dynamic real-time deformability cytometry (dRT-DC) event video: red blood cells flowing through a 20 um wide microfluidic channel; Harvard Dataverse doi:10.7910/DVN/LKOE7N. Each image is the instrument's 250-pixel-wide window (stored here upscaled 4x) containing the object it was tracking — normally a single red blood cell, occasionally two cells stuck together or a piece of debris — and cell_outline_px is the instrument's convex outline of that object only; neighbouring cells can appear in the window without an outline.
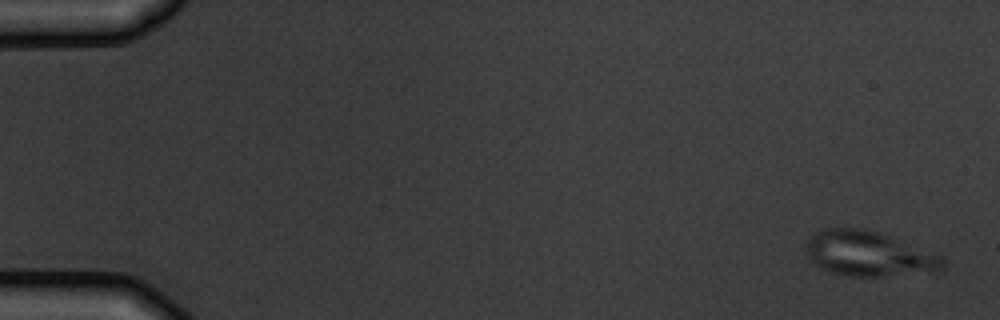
{"species": "common noctule bat (a hibernating species)", "species_latin": "Nyctalus noctula", "temperature_condition": "warm", "stored_images_in_passage": 5, "camera_frame_rate_fps": 3000, "um_per_image_px": 0.085, "animal": {"sex": "male", "body_mass_g": 19.5, "forearm_length_mm": 54.6}, "frame": {"image": 1, "passage_image": 1, "time_ms": 0.0, "image_size_px": [1000, 320], "cell_outline_px": [[944, 268], [940, 272], [884, 276], [848, 276], [832, 272], [812, 264], [804, 248], [808, 240], [816, 232], [828, 228], [864, 228], [880, 232], [944, 256]], "centroid_in_image_um": [73.88, 21.58], "position_along_channel_um": 11.1, "area_um2": 36.3}}